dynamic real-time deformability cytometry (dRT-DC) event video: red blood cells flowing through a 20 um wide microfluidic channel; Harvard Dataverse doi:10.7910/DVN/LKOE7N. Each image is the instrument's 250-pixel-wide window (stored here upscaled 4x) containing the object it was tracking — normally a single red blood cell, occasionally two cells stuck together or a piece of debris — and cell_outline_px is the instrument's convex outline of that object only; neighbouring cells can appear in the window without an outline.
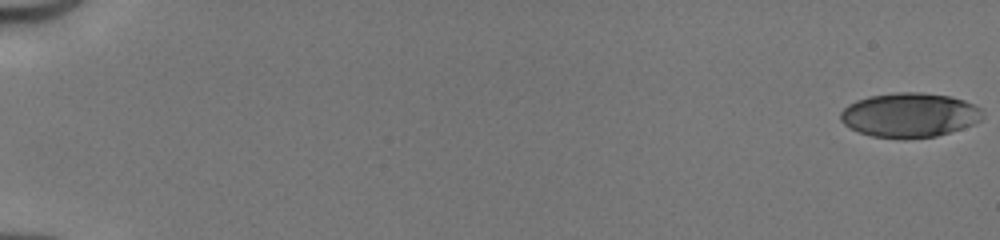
{"species": "human", "species_latin": "Homo sapiens", "temperature_condition": "cold", "stored_images_in_passage": 51, "camera_frame_rate_fps": 3000, "um_per_image_px": 0.085, "donor": {"sex": "male"}, "frame": {"image": 1, "passage_image": 1, "time_ms": 0.0, "image_size_px": [1000, 240], "cell_outline_px": [[984, 116], [980, 120], [972, 124], [936, 136], [904, 140], [872, 136], [860, 132], [844, 124], [840, 120], [840, 112], [848, 104], [856, 100], [868, 96], [896, 92], [920, 92], [952, 96], [964, 100], [980, 108], [984, 112]], "centroid_in_image_um": [77.3, 9.78], "position_along_channel_um": 7.7, "area_um2": 36.99}}
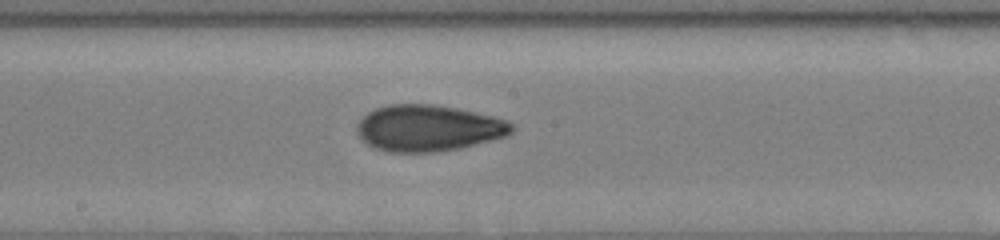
{"frame": {"image": 2, "passage_image": 30, "time_ms": 9.667, "image_size_px": [1000, 240], "cell_outline_px": [[512, 132], [508, 136], [460, 148], [436, 152], [388, 152], [372, 148], [356, 132], [356, 124], [368, 112], [376, 108], [388, 104], [436, 104], [456, 108], [492, 116], [504, 120], [512, 124]], "centroid_in_image_um": [36.38, 10.89], "position_along_channel_um": 211.8, "area_um2": 41.79}}
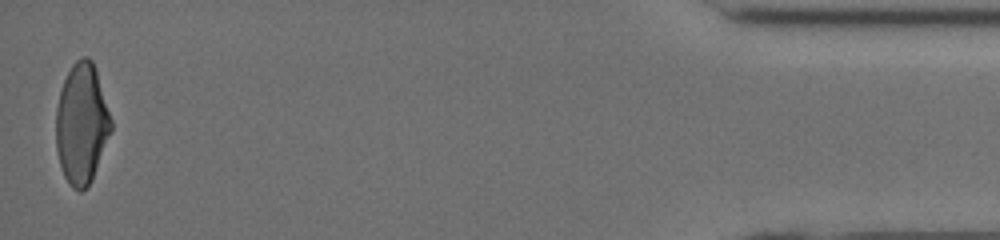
{"frame": {"image": 3, "passage_image": 51, "time_ms": 16.667, "image_size_px": [1000, 240], "cell_outline_px": [[112, 128], [92, 180], [80, 192], [72, 188], [64, 176], [60, 164], [56, 148], [56, 108], [60, 92], [64, 80], [72, 64], [80, 56], [88, 56], [92, 60], [112, 120]], "centroid_in_image_um": [6.93, 10.52], "position_along_channel_um": 428.3, "area_um2": 38.38}, "authors_computed_cell_mechanics": {"area_um2": 39.1884, "velocity_mm_per_s": 4.1808, "shape_relaxation_time_tau1_ms": 4.9362, "shape_relaxation_time_tau2_ms": 2.2376, "deformation_change_tau1": 0.1745, "deformation_change_tau2": 0.0826}}